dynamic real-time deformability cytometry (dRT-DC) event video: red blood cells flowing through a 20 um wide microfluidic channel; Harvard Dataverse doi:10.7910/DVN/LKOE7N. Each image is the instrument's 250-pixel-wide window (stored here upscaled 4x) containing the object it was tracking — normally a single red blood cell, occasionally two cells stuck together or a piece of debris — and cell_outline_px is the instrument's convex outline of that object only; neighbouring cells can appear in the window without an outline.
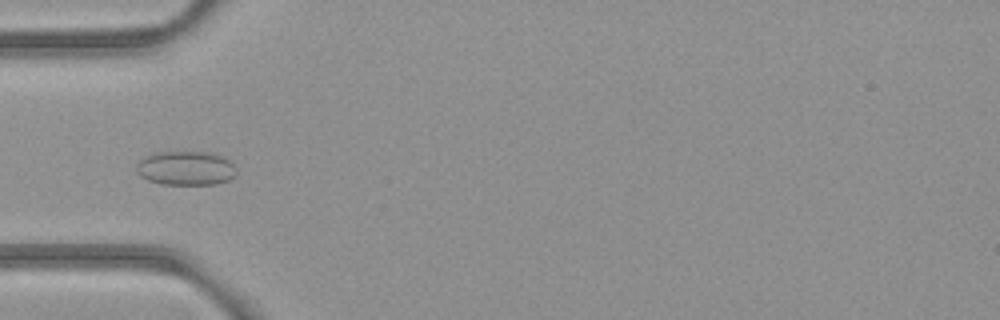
{"species": "common noctule bat (a hibernating species)", "species_latin": "Nyctalus noctula", "temperature_condition": "room temperature", "stored_images_in_passage": 7, "camera_frame_rate_fps": 3000, "um_per_image_px": 0.085, "animal": {"sex": "female", "body_mass_g": 21.9}, "frame": {"image": 1, "passage_image": 4, "time_ms": 4.333, "image_size_px": [1000, 320], "cell_outline_px": [[236, 176], [228, 180], [216, 184], [160, 184], [148, 180], [140, 176], [136, 172], [136, 164], [144, 156], [160, 152], [212, 152], [224, 156], [232, 160], [236, 168]], "centroid_in_image_um": [15.83, 14.29], "position_along_channel_um": 69.2, "area_um2": 20.23}}
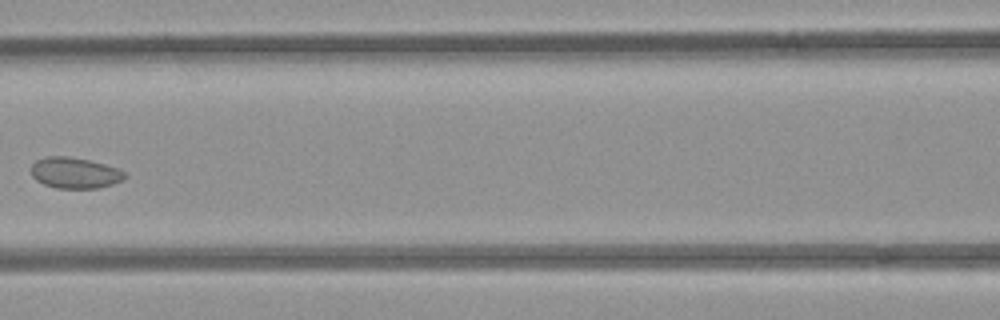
{"frame": {"image": 2, "passage_image": 6, "time_ms": 6.667, "image_size_px": [1000, 320], "cell_outline_px": [[128, 176], [124, 180], [100, 188], [56, 188], [44, 184], [36, 180], [32, 176], [32, 164], [36, 160], [44, 156], [68, 156], [88, 160], [120, 168]], "centroid_in_image_um": [6.38, 14.69], "position_along_channel_um": 160.2, "area_um2": 17.05}}
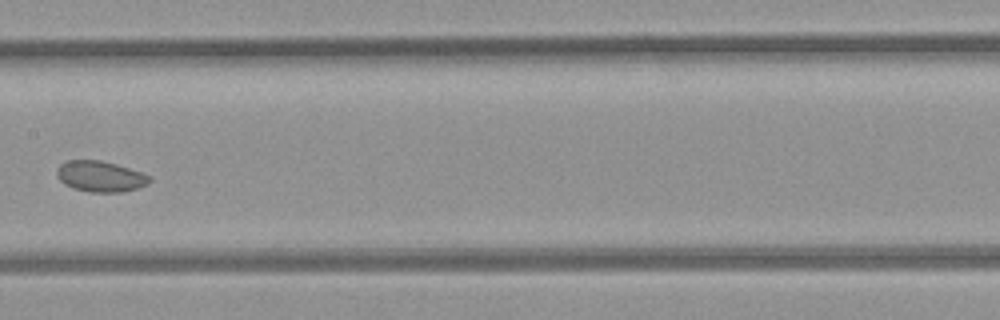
{"frame": {"image": 3, "passage_image": 7, "time_ms": 7.667, "image_size_px": [1000, 320], "cell_outline_px": [[152, 180], [148, 184], [136, 188], [120, 192], [88, 192], [72, 188], [64, 184], [56, 176], [56, 168], [64, 160], [100, 160], [116, 164], [152, 176]], "centroid_in_image_um": [8.49, 14.99], "position_along_channel_um": 198.9, "area_um2": 16.82}}